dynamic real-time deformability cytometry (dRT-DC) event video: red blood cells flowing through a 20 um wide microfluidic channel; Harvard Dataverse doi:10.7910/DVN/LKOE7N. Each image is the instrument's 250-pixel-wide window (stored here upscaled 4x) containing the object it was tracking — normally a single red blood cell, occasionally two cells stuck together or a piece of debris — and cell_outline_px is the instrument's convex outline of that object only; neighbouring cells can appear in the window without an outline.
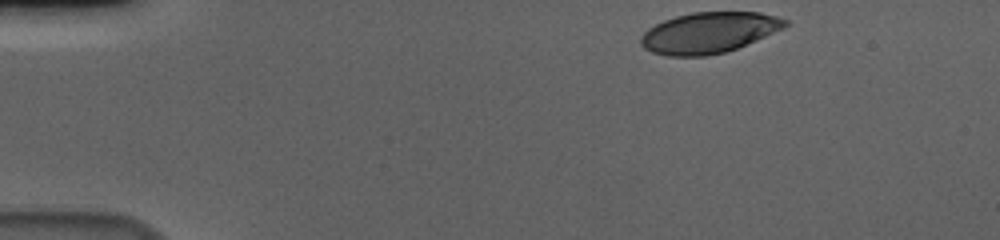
{"species": "human", "species_latin": "Homo sapiens", "temperature_condition": "cold", "stored_images_in_passage": 49, "camera_frame_rate_fps": 3000, "um_per_image_px": 0.085, "donor": {"sex": "male"}, "frame": {"image": 1, "passage_image": 1, "time_ms": 0.0, "image_size_px": [1000, 240], "cell_outline_px": [[788, 24], [784, 28], [736, 48], [724, 52], [704, 56], [668, 56], [652, 52], [644, 48], [640, 44], [640, 36], [648, 28], [664, 20], [676, 16], [692, 12], [760, 12], [776, 16], [788, 20]], "centroid_in_image_um": [60.23, 2.77], "position_along_channel_um": 24.8, "area_um2": 34.22}}
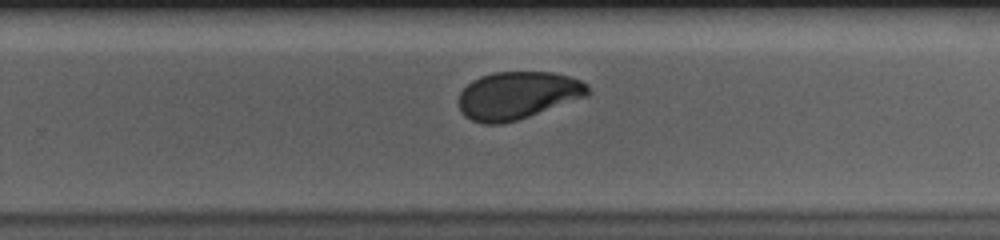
{"frame": {"image": 2, "passage_image": 30, "time_ms": 9.667, "image_size_px": [1000, 240], "cell_outline_px": [[592, 92], [588, 96], [516, 120], [500, 124], [484, 124], [472, 120], [464, 116], [460, 112], [460, 92], [472, 80], [480, 76], [492, 72], [552, 72], [568, 76], [580, 80], [588, 84]], "centroid_in_image_um": [44.01, 8.1], "position_along_channel_um": 285.8, "area_um2": 35.84}}
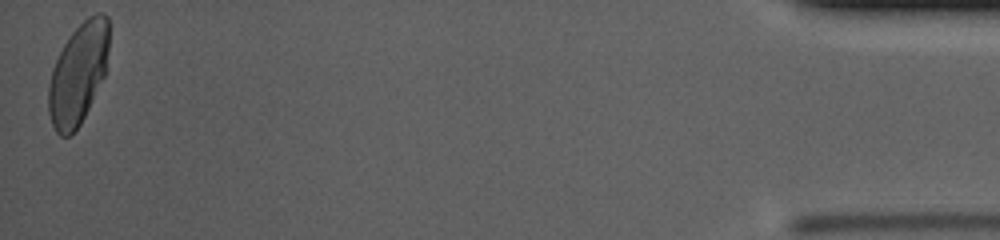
{"frame": {"image": 3, "passage_image": 49, "time_ms": 16.0, "image_size_px": [1000, 240], "cell_outline_px": [[108, 48], [104, 76], [80, 124], [68, 136], [60, 136], [56, 132], [52, 124], [48, 112], [48, 88], [52, 68], [64, 44], [72, 32], [88, 16], [96, 12], [104, 12], [108, 16]], "centroid_in_image_um": [6.64, 6.24], "position_along_channel_um": 428.6, "area_um2": 35.26}, "authors_computed_cell_mechanics": {"area_um2": 36.125, "velocity_mm_per_s": 3.6304, "shape_relaxation_time_tau1_ms": 4.6739, "shape_relaxation_time_tau2_ms": 1.1, "deformation_change_tau1": 0.1724, "deformation_change_tau2": 0.0575}}